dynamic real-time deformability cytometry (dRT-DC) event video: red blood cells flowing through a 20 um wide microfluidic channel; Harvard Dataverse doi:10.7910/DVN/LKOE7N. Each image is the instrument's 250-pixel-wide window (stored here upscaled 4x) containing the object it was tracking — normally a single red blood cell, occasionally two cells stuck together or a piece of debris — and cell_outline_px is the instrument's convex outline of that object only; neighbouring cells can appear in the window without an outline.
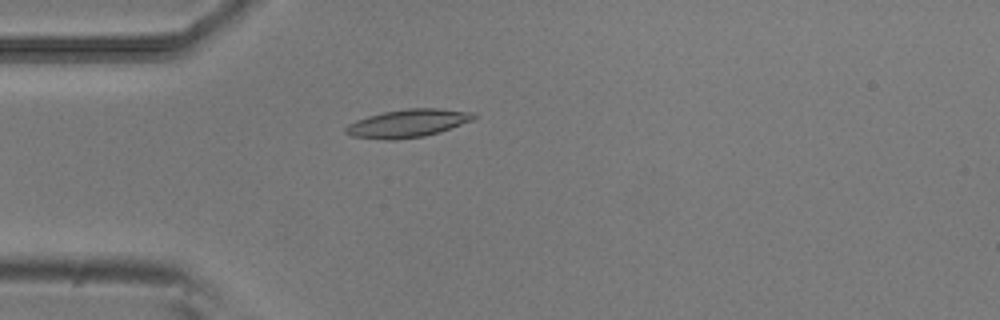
{"species": "common noctule bat (a hibernating species)", "species_latin": "Nyctalus noctula", "temperature_condition": "room temperature", "stored_images_in_passage": 42, "camera_frame_rate_fps": 3000, "um_per_image_px": 0.085, "animal": {"sex": "male", "body_mass_g": 20.5, "forearm_length_mm": 52.5}, "frame": {"image": 1, "passage_image": 4, "time_ms": 1.0, "image_size_px": [1000, 320], "cell_outline_px": [[476, 116], [472, 120], [440, 132], [424, 136], [396, 140], [384, 140], [352, 136], [344, 132], [344, 128], [348, 124], [356, 120], [368, 116], [384, 112], [408, 108], [436, 108], [476, 112]], "centroid_in_image_um": [34.65, 10.48], "position_along_channel_um": 50.3, "area_um2": 20.92}}
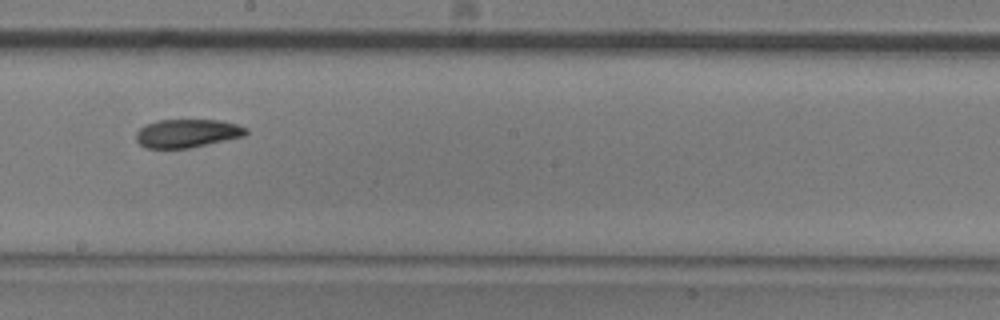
{"frame": {"image": 2, "passage_image": 19, "time_ms": 6.0, "image_size_px": [1000, 320], "cell_outline_px": [[248, 132], [244, 136], [188, 148], [144, 148], [136, 140], [136, 132], [144, 124], [156, 120], [220, 120], [236, 124], [248, 128]], "centroid_in_image_um": [15.88, 11.32], "position_along_channel_um": 232.3, "area_um2": 18.21}}
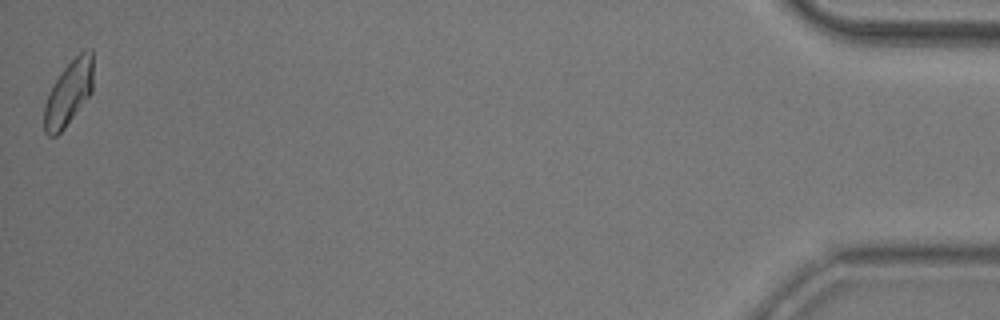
{"frame": {"image": 3, "passage_image": 42, "time_ms": 13.667, "image_size_px": [1000, 320], "cell_outline_px": [[92, 92], [64, 128], [56, 136], [48, 136], [44, 132], [44, 104], [48, 92], [64, 68], [84, 48], [92, 48]], "centroid_in_image_um": [5.82, 7.9], "position_along_channel_um": 429.4, "area_um2": 18.38}, "authors_computed_cell_mechanics": {"area_um2": 18.6405, "velocity_mm_per_s": 3.822, "shape_relaxation_time_tau1_ms": 4.0367, "shape_relaxation_time_tau2_ms": 4.0701, "deformation_change_tau1": 0.1226, "deformation_change_tau2": 0.0971}}